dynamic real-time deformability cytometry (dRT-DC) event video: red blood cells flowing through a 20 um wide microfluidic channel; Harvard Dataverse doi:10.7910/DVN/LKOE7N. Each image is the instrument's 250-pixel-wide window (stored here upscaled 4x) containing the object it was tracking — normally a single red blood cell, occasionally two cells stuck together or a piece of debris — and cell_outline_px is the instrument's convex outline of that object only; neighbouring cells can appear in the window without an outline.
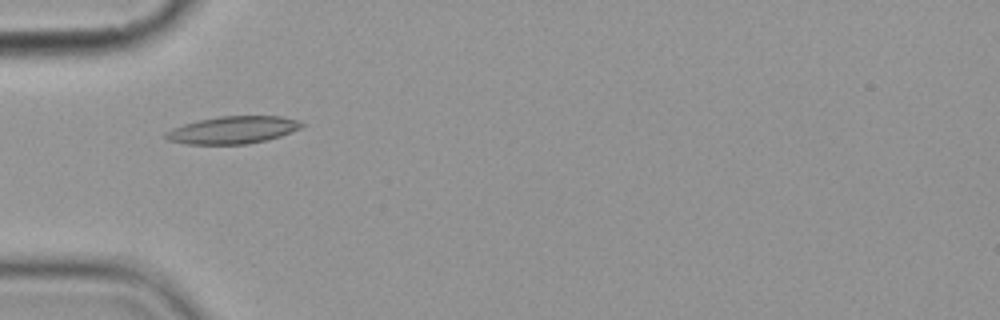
{"species": "common noctule bat (a hibernating species)", "species_latin": "Nyctalus noctula", "temperature_condition": "cold", "stored_images_in_passage": 6, "camera_frame_rate_fps": 3000, "um_per_image_px": 0.085, "animal": {"sex": "female", "body_mass_g": 19.9}, "frame": {"image": 1, "passage_image": 5, "time_ms": 5.667, "image_size_px": [1000, 320], "cell_outline_px": [[304, 124], [300, 128], [280, 136], [248, 144], [188, 144], [168, 140], [164, 136], [164, 132], [172, 128], [184, 124], [200, 120], [220, 116], [280, 116], [300, 120]], "centroid_in_image_um": [19.78, 11.04], "position_along_channel_um": 65.2, "area_um2": 21.56}}
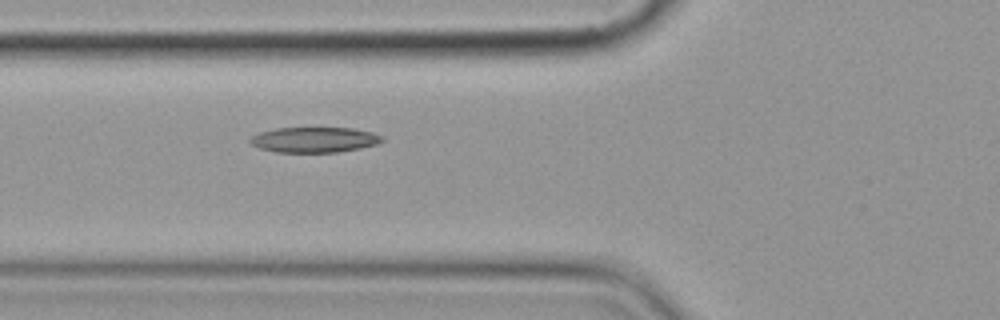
{"frame": {"image": 2, "passage_image": 6, "time_ms": 6.667, "image_size_px": [1000, 320], "cell_outline_px": [[384, 140], [376, 144], [360, 148], [336, 152], [276, 152], [260, 148], [252, 144], [248, 140], [252, 136], [260, 132], [276, 128], [352, 128], [372, 132], [384, 136]], "centroid_in_image_um": [26.73, 11.87], "position_along_channel_um": 99.1, "area_um2": 19.42}}